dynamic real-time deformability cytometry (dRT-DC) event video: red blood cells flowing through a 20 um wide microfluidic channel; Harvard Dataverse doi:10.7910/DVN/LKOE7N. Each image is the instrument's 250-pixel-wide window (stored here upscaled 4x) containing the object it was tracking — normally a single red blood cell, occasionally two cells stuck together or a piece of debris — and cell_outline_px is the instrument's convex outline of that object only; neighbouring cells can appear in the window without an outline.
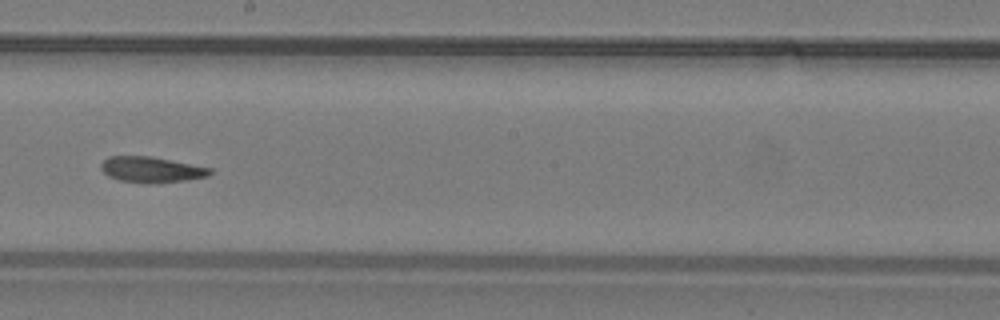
{"species": "common noctule bat (a hibernating species)", "species_latin": "Nyctalus noctula", "temperature_condition": "warm", "stored_images_in_passage": 38, "camera_frame_rate_fps": 3000, "um_per_image_px": 0.085, "animal": {"sex": "male", "body_mass_g": 19.2, "forearm_length_mm": 51.8}, "frame": {"image": 1, "passage_image": 22, "time_ms": 7.0, "image_size_px": [1000, 320], "cell_outline_px": [[212, 172], [208, 176], [188, 180], [156, 184], [144, 184], [120, 180], [108, 176], [100, 168], [100, 164], [108, 156], [152, 156], [212, 168]], "centroid_in_image_um": [12.87, 14.43], "position_along_channel_um": 235.3, "area_um2": 16.65}}